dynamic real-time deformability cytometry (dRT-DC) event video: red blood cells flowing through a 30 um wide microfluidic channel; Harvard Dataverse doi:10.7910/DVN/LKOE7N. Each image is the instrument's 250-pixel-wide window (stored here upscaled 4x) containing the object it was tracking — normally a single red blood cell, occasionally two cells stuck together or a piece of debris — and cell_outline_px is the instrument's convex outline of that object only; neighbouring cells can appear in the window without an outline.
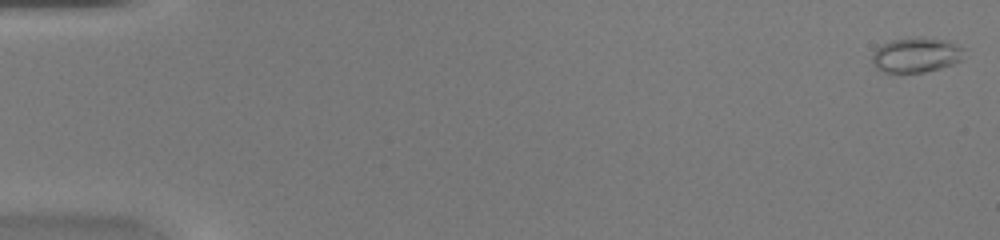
{"species": "common noctule bat (a hibernating species)", "species_latin": "Nyctalus noctula", "temperature_condition": "warm", "stored_images_in_passage": 49, "camera_frame_rate_fps": 3000, "um_per_image_px": 0.085, "animal": {"sex": "female", "body_mass_g": 20.0, "forearm_length_mm": 54.0}, "frame": {"image": 1, "passage_image": 1, "time_ms": 0.0, "image_size_px": [1000, 240], "cell_outline_px": [[964, 48], [960, 60], [952, 64], [940, 68], [924, 72], [884, 72], [876, 68], [872, 64], [872, 52], [876, 48], [892, 40], [920, 36], [948, 40]], "centroid_in_image_um": [77.85, 4.66], "position_along_channel_um": 7.1, "area_um2": 18.73}}
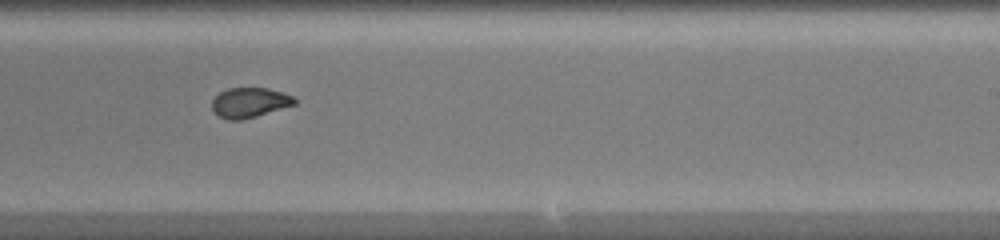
{"frame": {"image": 2, "passage_image": 31, "time_ms": 10.0, "image_size_px": [1000, 240], "cell_outline_px": [[296, 104], [256, 116], [240, 120], [228, 120], [220, 116], [212, 108], [212, 100], [220, 92], [228, 88], [268, 88], [296, 96]], "centroid_in_image_um": [21.25, 8.71], "position_along_channel_um": 267.8, "area_um2": 14.33}}
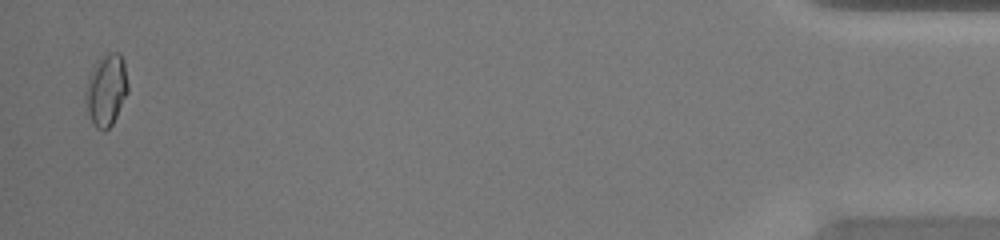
{"frame": {"image": 3, "passage_image": 48, "time_ms": 15.667, "image_size_px": [1000, 240], "cell_outline_px": [[128, 92], [112, 124], [104, 132], [96, 128], [92, 124], [88, 112], [84, 96], [88, 80], [100, 60], [108, 52], [120, 52], [124, 60], [128, 84]], "centroid_in_image_um": [9.06, 7.69], "position_along_channel_um": 426.1, "area_um2": 17.4}}